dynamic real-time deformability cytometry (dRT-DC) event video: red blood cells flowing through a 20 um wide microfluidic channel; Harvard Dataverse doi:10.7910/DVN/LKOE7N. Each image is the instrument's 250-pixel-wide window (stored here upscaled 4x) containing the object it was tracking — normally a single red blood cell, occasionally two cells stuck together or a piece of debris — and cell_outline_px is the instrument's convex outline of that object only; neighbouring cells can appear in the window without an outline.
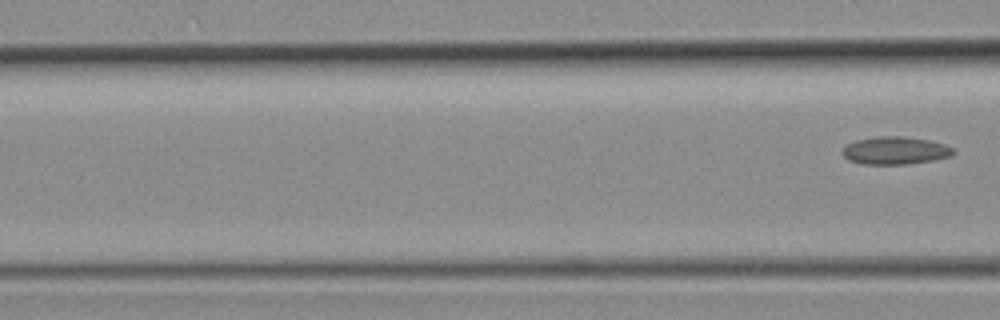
{"species": "common noctule bat (a hibernating species)", "species_latin": "Nyctalus noctula", "temperature_condition": "room temperature", "stored_images_in_passage": 6, "segment_of_instrument_passage": [2, 2], "camera_frame_rate_fps": 3000, "um_per_image_px": 0.085, "animal": {"sex": "female", "body_mass_g": 19.3, "forearm_length_mm": 54.1}, "frame": {"image": 1, "passage_image": 6, "time_ms": 1.667, "image_size_px": [1000, 320], "cell_outline_px": [[956, 152], [952, 156], [932, 160], [908, 164], [860, 164], [848, 160], [840, 152], [840, 148], [856, 140], [876, 136], [900, 136], [928, 140], [944, 144], [952, 148]], "centroid_in_image_um": [76.04, 12.8], "position_along_channel_um": 90.6, "area_um2": 18.03}}